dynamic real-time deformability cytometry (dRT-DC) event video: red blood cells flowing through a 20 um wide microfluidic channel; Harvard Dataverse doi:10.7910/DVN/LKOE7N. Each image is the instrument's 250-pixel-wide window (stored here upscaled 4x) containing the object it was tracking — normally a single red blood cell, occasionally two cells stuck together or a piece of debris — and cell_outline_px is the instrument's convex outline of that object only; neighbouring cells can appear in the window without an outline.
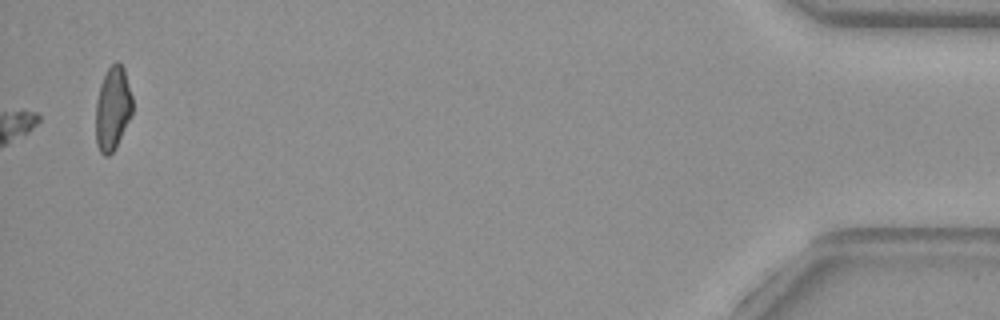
{"species": "common noctule bat (a hibernating species)", "species_latin": "Nyctalus noctula", "temperature_condition": "warm", "stored_images_in_passage": 54, "camera_frame_rate_fps": 3000, "um_per_image_px": 0.085, "animal": {"sex": "female", "body_mass_g": 29.2, "forearm_length_mm": 56.3}, "frame": {"image": 1, "passage_image": 54, "time_ms": 17.667, "image_size_px": [1000, 320], "cell_outline_px": [[132, 116], [116, 148], [108, 156], [104, 156], [100, 152], [96, 144], [96, 104], [100, 84], [108, 68], [116, 60], [124, 68], [132, 96]], "centroid_in_image_um": [9.59, 9.25], "position_along_channel_um": 425.6, "area_um2": 18.03}}